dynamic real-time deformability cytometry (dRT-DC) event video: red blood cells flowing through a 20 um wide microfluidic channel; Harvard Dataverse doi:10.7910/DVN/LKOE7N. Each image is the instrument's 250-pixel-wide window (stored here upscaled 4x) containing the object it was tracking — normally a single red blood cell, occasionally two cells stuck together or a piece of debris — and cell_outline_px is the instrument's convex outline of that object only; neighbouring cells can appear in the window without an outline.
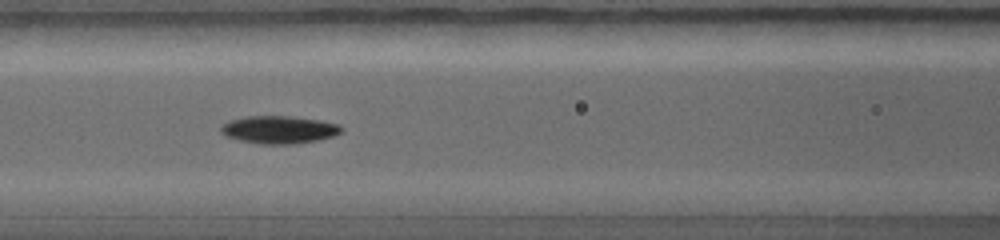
{"species": "common noctule bat (a hibernating species)", "species_latin": "Nyctalus noctula", "temperature_condition": "warm", "stored_images_in_passage": 11, "camera_frame_rate_fps": 5000, "um_per_image_px": 0.085, "animal": {"sex": "female", "body_mass_g": 19.0, "forearm_length_mm": 56.7}, "frame": {"image": 1, "passage_image": 7, "time_ms": 3.0, "image_size_px": [1000, 240], "cell_outline_px": [[344, 132], [336, 136], [320, 140], [296, 144], [256, 144], [224, 136], [220, 132], [220, 124], [232, 120], [248, 116], [288, 116], [320, 120], [340, 124], [344, 128]], "centroid_in_image_um": [23.76, 11.03], "position_along_channel_um": 142.8, "area_um2": 19.88}}
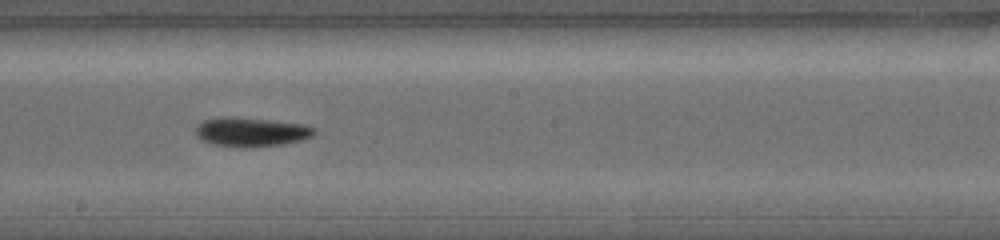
{"frame": {"image": 2, "passage_image": 10, "time_ms": 4.4, "image_size_px": [1000, 240], "cell_outline_px": [[316, 132], [312, 136], [304, 140], [284, 144], [244, 148], [236, 148], [212, 144], [200, 140], [196, 136], [196, 128], [204, 120], [268, 120], [300, 124], [316, 128]], "centroid_in_image_um": [21.41, 11.3], "position_along_channel_um": 226.8, "area_um2": 19.31}}